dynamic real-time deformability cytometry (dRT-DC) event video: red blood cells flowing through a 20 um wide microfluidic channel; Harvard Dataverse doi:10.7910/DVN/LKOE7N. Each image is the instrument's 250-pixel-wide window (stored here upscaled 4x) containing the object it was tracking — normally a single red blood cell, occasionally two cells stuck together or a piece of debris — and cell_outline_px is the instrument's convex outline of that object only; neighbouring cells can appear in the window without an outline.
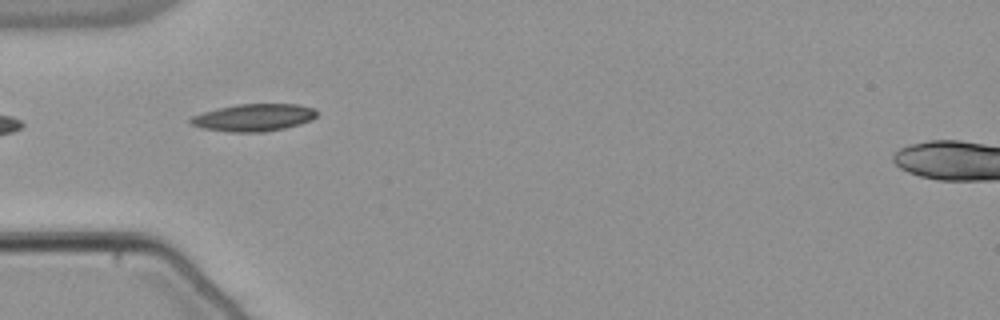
{"species": "common noctule bat (a hibernating species)", "species_latin": "Nyctalus noctula", "temperature_condition": "warm", "stored_images_in_passage": 4, "camera_frame_rate_fps": 3000, "um_per_image_px": 0.085, "animal": {"sex": "male", "body_mass_g": 21.5, "forearm_length_mm": 52.0}, "frame": {"image": 1, "passage_image": 1, "time_ms": 0.0, "image_size_px": [1000, 320], "cell_outline_px": [[316, 116], [312, 120], [300, 124], [284, 128], [264, 132], [232, 132], [204, 128], [192, 124], [188, 120], [192, 116], [204, 112], [236, 104], [296, 104], [316, 108]], "centroid_in_image_um": [21.61, 9.99], "position_along_channel_um": 63.4, "area_um2": 19.94}}